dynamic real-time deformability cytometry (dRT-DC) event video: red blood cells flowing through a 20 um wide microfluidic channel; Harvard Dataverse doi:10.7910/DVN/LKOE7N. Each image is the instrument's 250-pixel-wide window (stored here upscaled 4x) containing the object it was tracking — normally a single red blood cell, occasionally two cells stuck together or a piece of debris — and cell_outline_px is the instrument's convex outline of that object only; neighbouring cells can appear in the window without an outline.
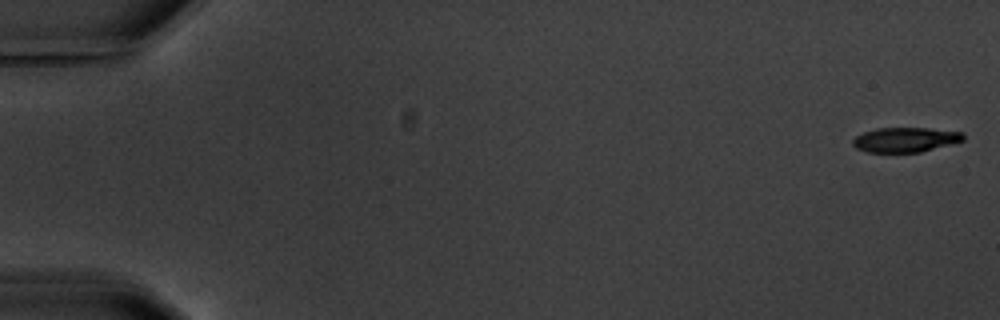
{"species": "common noctule bat (a hibernating species)", "species_latin": "Nyctalus noctula", "temperature_condition": "warm", "stored_images_in_passage": 3, "camera_frame_rate_fps": 3000, "um_per_image_px": 0.085, "animal": {"sex": "male", "body_mass_g": 20.1, "forearm_length_mm": 53.5}, "frame": {"image": 1, "passage_image": 1, "time_ms": 0.0, "image_size_px": [1000, 320], "cell_outline_px": [[964, 140], [920, 152], [868, 152], [856, 148], [852, 144], [852, 140], [856, 136], [864, 132], [876, 128], [928, 128], [964, 132]], "centroid_in_image_um": [76.94, 11.87], "position_along_channel_um": 8.1, "area_um2": 15.84}}
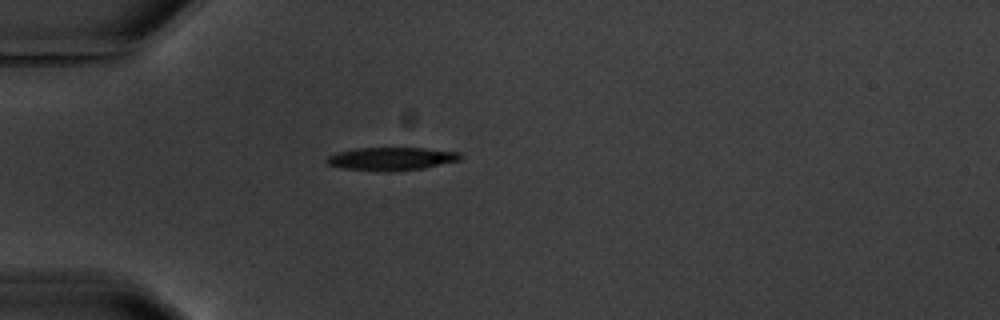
{"frame": {"image": 2, "passage_image": 3, "time_ms": 5.333, "image_size_px": [1000, 320], "cell_outline_px": [[464, 156], [460, 160], [424, 168], [384, 172], [344, 168], [328, 164], [324, 160], [328, 156], [336, 152], [356, 148], [424, 148], [460, 152]], "centroid_in_image_um": [33.28, 13.49], "position_along_channel_um": 51.7, "area_um2": 18.03}}